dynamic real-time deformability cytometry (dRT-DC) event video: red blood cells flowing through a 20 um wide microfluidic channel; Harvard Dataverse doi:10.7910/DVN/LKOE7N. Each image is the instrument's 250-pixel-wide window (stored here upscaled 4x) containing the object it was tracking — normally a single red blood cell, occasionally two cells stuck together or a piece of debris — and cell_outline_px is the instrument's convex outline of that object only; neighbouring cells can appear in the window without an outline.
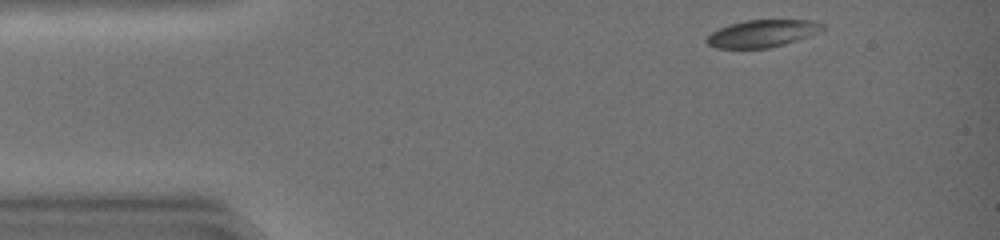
{"species": "common noctule bat (a hibernating species)", "species_latin": "Nyctalus noctula", "temperature_condition": "warm", "stored_images_in_passage": 36, "camera_frame_rate_fps": 3000, "um_per_image_px": 0.085, "animal": {"sex": "female", "body_mass_g": 19.0, "forearm_length_mm": 51.5}, "frame": {"image": 1, "passage_image": 1, "time_ms": 0.0, "image_size_px": [1000, 240], "cell_outline_px": [[824, 28], [820, 32], [784, 44], [768, 48], [716, 48], [708, 44], [704, 40], [712, 32], [728, 24], [744, 20], [812, 20], [824, 24]], "centroid_in_image_um": [64.78, 2.84], "position_along_channel_um": 20.2, "area_um2": 18.38}}
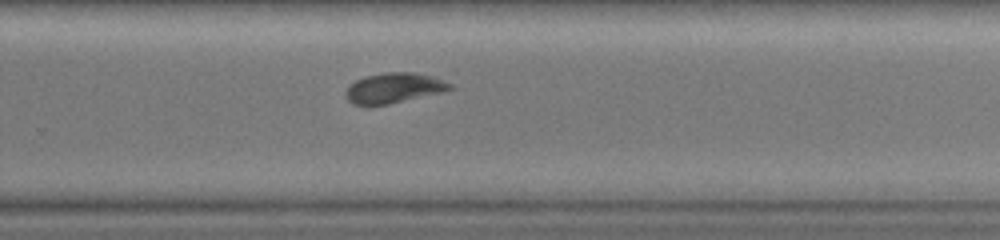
{"frame": {"image": 2, "passage_image": 25, "time_ms": 8.0, "image_size_px": [1000, 240], "cell_outline_px": [[452, 88], [440, 92], [388, 104], [352, 104], [344, 96], [344, 92], [356, 80], [364, 76], [384, 72], [412, 72], [432, 76], [452, 84]], "centroid_in_image_um": [33.44, 7.46], "position_along_channel_um": 296.4, "area_um2": 17.98}}
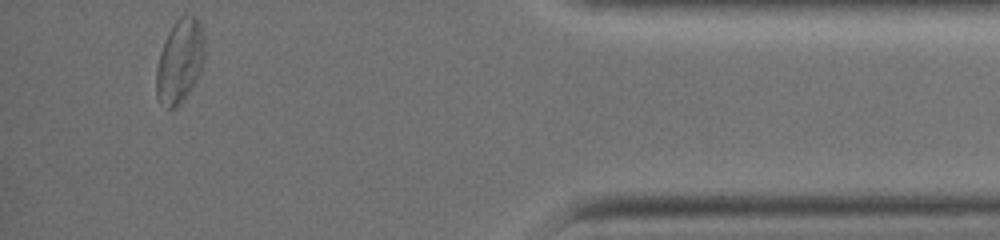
{"frame": {"image": 3, "passage_image": 36, "time_ms": 11.667, "image_size_px": [1000, 240], "cell_outline_px": [[204, 60], [200, 72], [192, 88], [184, 100], [176, 108], [168, 108], [156, 96], [156, 68], [160, 52], [164, 40], [168, 32], [176, 20], [180, 16], [196, 16], [200, 20], [204, 36]], "centroid_in_image_um": [15.29, 5.18], "position_along_channel_um": 419.9, "area_um2": 23.76}, "authors_computed_cell_mechanics": {"area_um2": 18.9873, "velocity_mm_per_s": 4.4241, "shape_relaxation_time_tau1_ms": 2.8026, "shape_relaxation_time_tau2_ms": 4.578, "deformation_change_tau1": 0.1406, "deformation_change_tau2": 0.0564}}